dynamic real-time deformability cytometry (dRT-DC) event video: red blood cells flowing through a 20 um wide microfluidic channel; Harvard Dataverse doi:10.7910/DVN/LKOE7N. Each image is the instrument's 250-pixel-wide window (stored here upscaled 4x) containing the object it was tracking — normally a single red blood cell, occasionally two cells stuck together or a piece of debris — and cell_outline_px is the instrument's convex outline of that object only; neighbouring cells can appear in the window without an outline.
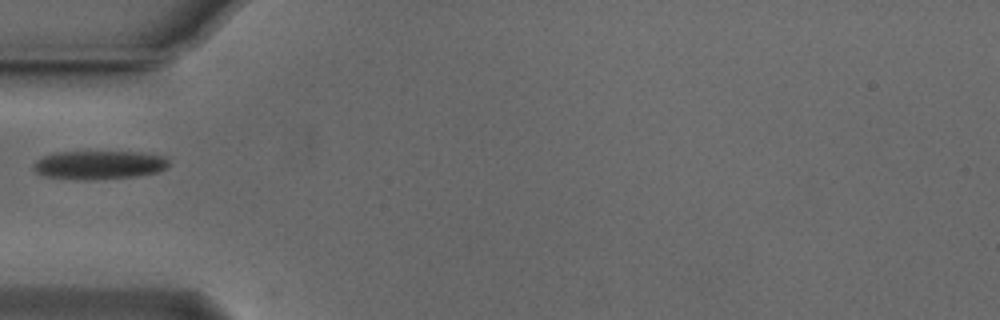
{"species": "Egyptian fruit bat (a non-hibernating species)", "species_latin": "Rousettus aegyptiacus", "temperature_condition": "cold", "stored_images_in_passage": 9, "camera_frame_rate_fps": 3000, "um_per_image_px": 0.085, "animal": {"sex": "male"}, "frame": {"image": 1, "passage_image": 1, "time_ms": 0.0, "image_size_px": [1000, 320], "cell_outline_px": [[168, 168], [160, 172], [136, 176], [88, 180], [80, 180], [44, 176], [36, 172], [32, 168], [32, 164], [36, 160], [44, 156], [56, 152], [140, 152], [164, 156], [168, 160]], "centroid_in_image_um": [8.42, 14.02], "position_along_channel_um": 76.6, "area_um2": 22.72}}
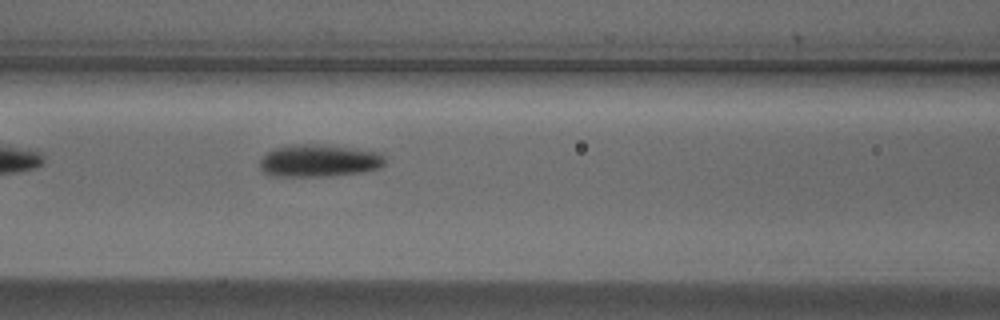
{"frame": {"image": 2, "passage_image": 6, "time_ms": 1.667, "image_size_px": [1000, 320], "cell_outline_px": [[384, 164], [380, 168], [360, 172], [332, 176], [268, 176], [260, 168], [260, 160], [268, 152], [276, 148], [296, 144], [312, 144], [356, 148], [380, 152], [384, 156]], "centroid_in_image_um": [27.13, 13.66], "position_along_channel_um": 139.5, "area_um2": 23.58}}